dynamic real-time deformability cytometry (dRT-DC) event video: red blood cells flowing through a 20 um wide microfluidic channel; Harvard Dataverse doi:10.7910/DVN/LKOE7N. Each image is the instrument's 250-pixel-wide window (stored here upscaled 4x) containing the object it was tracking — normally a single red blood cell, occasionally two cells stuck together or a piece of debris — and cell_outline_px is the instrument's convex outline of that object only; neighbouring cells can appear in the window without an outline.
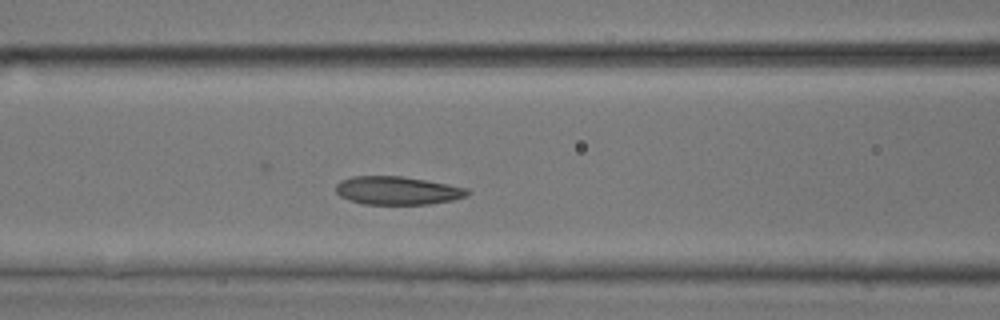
{"species": "common noctule bat (a hibernating species)", "species_latin": "Nyctalus noctula", "temperature_condition": "room temperature", "stored_images_in_passage": 45, "camera_frame_rate_fps": 3000, "um_per_image_px": 0.085, "animal": {"sex": "male", "body_mass_g": 17.9, "forearm_length_mm": 54.2}, "frame": {"image": 1, "passage_image": 14, "time_ms": 4.333, "image_size_px": [1000, 320], "cell_outline_px": [[472, 192], [468, 196], [452, 200], [428, 204], [364, 204], [348, 200], [340, 196], [336, 192], [336, 184], [340, 180], [352, 176], [404, 176], [448, 184], [468, 188]], "centroid_in_image_um": [33.79, 16.19], "position_along_channel_um": 132.8, "area_um2": 21.85}}
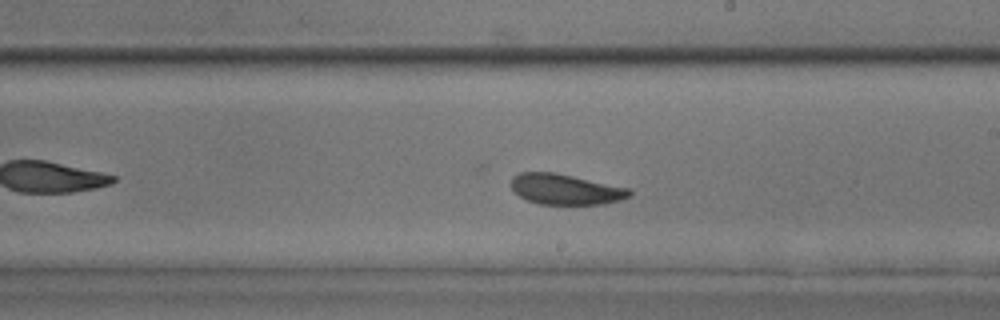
{"frame": {"image": 2, "passage_image": 22, "time_ms": 7.0, "image_size_px": [1000, 320], "cell_outline_px": [[632, 196], [620, 200], [604, 204], [540, 204], [528, 200], [520, 196], [512, 188], [512, 176], [520, 172], [556, 172], [632, 188]], "centroid_in_image_um": [48.14, 16.08], "position_along_channel_um": 240.9, "area_um2": 21.27}}
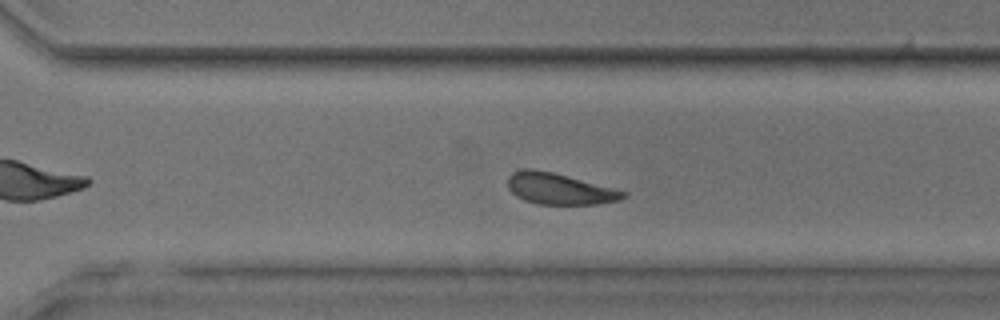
{"frame": {"image": 3, "passage_image": 28, "time_ms": 9.0, "image_size_px": [1000, 320], "cell_outline_px": [[628, 196], [620, 200], [596, 204], [536, 204], [524, 200], [516, 196], [508, 188], [508, 176], [512, 172], [524, 168], [532, 168], [552, 172], [628, 192]], "centroid_in_image_um": [47.53, 16.05], "position_along_channel_um": 323.1, "area_um2": 20.98}}